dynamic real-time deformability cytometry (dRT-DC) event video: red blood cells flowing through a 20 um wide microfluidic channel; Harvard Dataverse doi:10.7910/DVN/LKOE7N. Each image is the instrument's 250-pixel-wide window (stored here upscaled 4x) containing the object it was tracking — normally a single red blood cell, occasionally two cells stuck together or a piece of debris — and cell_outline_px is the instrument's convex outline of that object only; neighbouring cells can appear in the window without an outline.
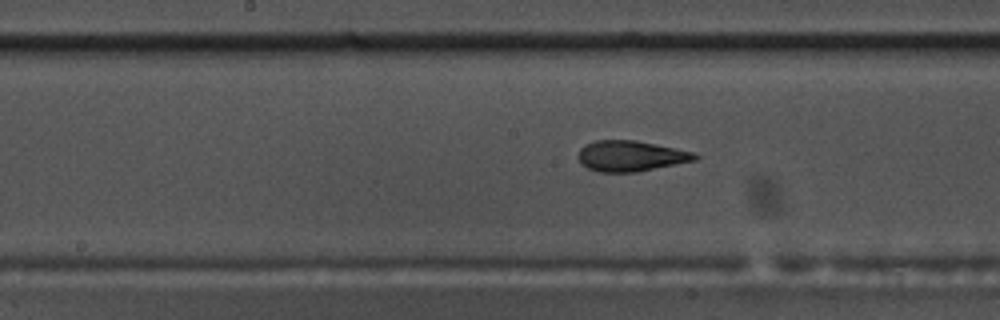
{"species": "common noctule bat (a hibernating species)", "species_latin": "Nyctalus noctula", "temperature_condition": "warm", "stored_images_in_passage": 55, "camera_frame_rate_fps": 3000, "um_per_image_px": 0.085, "animal": {"sex": "male", "body_mass_g": 17.5, "forearm_length_mm": 52.3}, "frame": {"image": 1, "passage_image": 28, "time_ms": 9.0, "image_size_px": [1000, 320], "cell_outline_px": [[700, 156], [696, 160], [636, 172], [600, 172], [588, 168], [580, 164], [576, 156], [580, 148], [596, 140], [636, 140], [696, 152]], "centroid_in_image_um": [53.61, 13.26], "position_along_channel_um": 194.6, "area_um2": 20.98}}
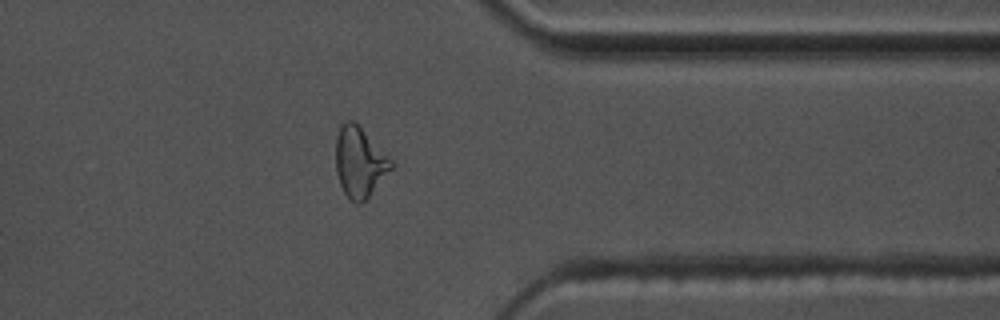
{"frame": {"image": 2, "passage_image": 44, "time_ms": 14.333, "image_size_px": [1000, 320], "cell_outline_px": [[396, 164], [368, 196], [360, 204], [356, 204], [344, 192], [340, 184], [336, 172], [336, 136], [340, 124], [348, 120], [352, 120]], "centroid_in_image_um": [30.55, 13.78], "position_along_channel_um": 380.9, "area_um2": 22.2}}
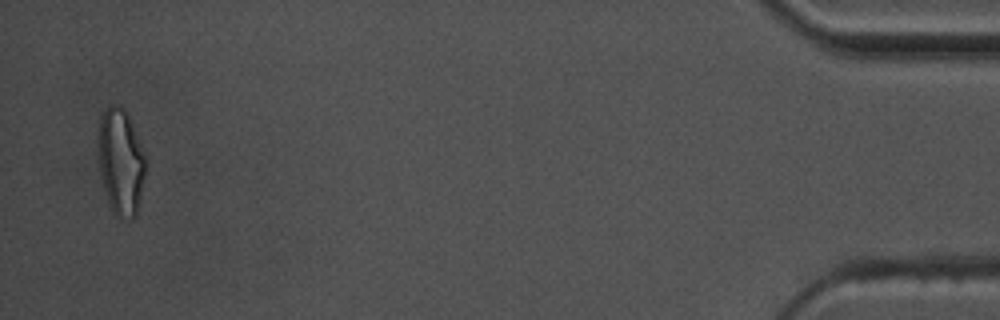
{"frame": {"image": 3, "passage_image": 54, "time_ms": 17.667, "image_size_px": [1000, 320], "cell_outline_px": [[144, 176], [140, 200], [136, 216], [132, 220], [116, 216], [112, 212], [100, 176], [96, 152], [96, 136], [100, 112], [104, 108], [112, 104], [116, 104], [124, 108], [128, 116], [140, 144], [144, 156]], "centroid_in_image_um": [10.19, 13.71], "position_along_channel_um": 425.0, "area_um2": 29.82}, "authors_computed_cell_mechanics": {"area_um2": 20.7502, "velocity_mm_per_s": 3.6493, "shape_relaxation_time_tau1_ms": 5.2697, "shape_relaxation_time_tau2_ms": 1.3575, "deformation_change_tau1": 0.1985, "deformation_change_tau2": 0.1012}}